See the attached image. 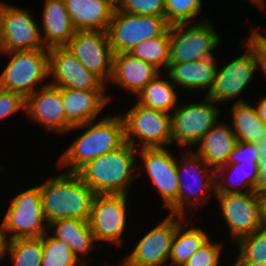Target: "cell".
Masks as SVG:
<instances>
[{"label":"cell","mask_w":266,"mask_h":266,"mask_svg":"<svg viewBox=\"0 0 266 266\" xmlns=\"http://www.w3.org/2000/svg\"><path fill=\"white\" fill-rule=\"evenodd\" d=\"M85 130L59 156L57 164L67 173H76L87 162L121 147L125 142V126L119 114L106 115L97 121L73 126L70 131Z\"/></svg>","instance_id":"cell-1"},{"label":"cell","mask_w":266,"mask_h":266,"mask_svg":"<svg viewBox=\"0 0 266 266\" xmlns=\"http://www.w3.org/2000/svg\"><path fill=\"white\" fill-rule=\"evenodd\" d=\"M137 151L125 142L121 147L87 162L76 174L95 194L129 195V188L137 178Z\"/></svg>","instance_id":"cell-2"},{"label":"cell","mask_w":266,"mask_h":266,"mask_svg":"<svg viewBox=\"0 0 266 266\" xmlns=\"http://www.w3.org/2000/svg\"><path fill=\"white\" fill-rule=\"evenodd\" d=\"M37 186L47 224L64 218L89 221L95 193L76 173L62 172Z\"/></svg>","instance_id":"cell-3"},{"label":"cell","mask_w":266,"mask_h":266,"mask_svg":"<svg viewBox=\"0 0 266 266\" xmlns=\"http://www.w3.org/2000/svg\"><path fill=\"white\" fill-rule=\"evenodd\" d=\"M245 53L228 61L220 68L217 66L216 75L213 85L208 94V98L215 103L231 102H247L240 97L246 88L252 83L254 73L260 67V59L258 55V34H250L244 42Z\"/></svg>","instance_id":"cell-4"},{"label":"cell","mask_w":266,"mask_h":266,"mask_svg":"<svg viewBox=\"0 0 266 266\" xmlns=\"http://www.w3.org/2000/svg\"><path fill=\"white\" fill-rule=\"evenodd\" d=\"M0 54H4L6 58L9 56L7 65L0 73L1 89L19 93L26 99L40 88L37 85L42 87L49 83V49Z\"/></svg>","instance_id":"cell-5"},{"label":"cell","mask_w":266,"mask_h":266,"mask_svg":"<svg viewBox=\"0 0 266 266\" xmlns=\"http://www.w3.org/2000/svg\"><path fill=\"white\" fill-rule=\"evenodd\" d=\"M120 115L124 121L126 142L137 150L172 145L171 114L148 108L135 100L130 110Z\"/></svg>","instance_id":"cell-6"},{"label":"cell","mask_w":266,"mask_h":266,"mask_svg":"<svg viewBox=\"0 0 266 266\" xmlns=\"http://www.w3.org/2000/svg\"><path fill=\"white\" fill-rule=\"evenodd\" d=\"M183 153L182 157L177 158L178 215L187 217L188 209H199L201 204L205 205L209 199L207 197L215 195V170L195 151L188 150Z\"/></svg>","instance_id":"cell-7"},{"label":"cell","mask_w":266,"mask_h":266,"mask_svg":"<svg viewBox=\"0 0 266 266\" xmlns=\"http://www.w3.org/2000/svg\"><path fill=\"white\" fill-rule=\"evenodd\" d=\"M221 34L213 23L203 16L198 22L170 26L169 63H185L217 57L214 49L219 48Z\"/></svg>","instance_id":"cell-8"},{"label":"cell","mask_w":266,"mask_h":266,"mask_svg":"<svg viewBox=\"0 0 266 266\" xmlns=\"http://www.w3.org/2000/svg\"><path fill=\"white\" fill-rule=\"evenodd\" d=\"M200 102L191 101L178 105L171 114L172 145L192 147L200 142L202 137L220 120L221 110L212 99L204 96ZM217 104V106L215 105ZM192 146V147H191Z\"/></svg>","instance_id":"cell-9"},{"label":"cell","mask_w":266,"mask_h":266,"mask_svg":"<svg viewBox=\"0 0 266 266\" xmlns=\"http://www.w3.org/2000/svg\"><path fill=\"white\" fill-rule=\"evenodd\" d=\"M167 148L139 149L137 157L141 162L137 163L140 164L137 167V176L146 170L151 185L155 186L154 189L163 201V207L169 209V214L178 215L177 158Z\"/></svg>","instance_id":"cell-10"},{"label":"cell","mask_w":266,"mask_h":266,"mask_svg":"<svg viewBox=\"0 0 266 266\" xmlns=\"http://www.w3.org/2000/svg\"><path fill=\"white\" fill-rule=\"evenodd\" d=\"M9 201L3 216L9 241L16 238L42 237L48 232L37 185L20 191Z\"/></svg>","instance_id":"cell-11"},{"label":"cell","mask_w":266,"mask_h":266,"mask_svg":"<svg viewBox=\"0 0 266 266\" xmlns=\"http://www.w3.org/2000/svg\"><path fill=\"white\" fill-rule=\"evenodd\" d=\"M169 27L164 16L137 15L115 8L107 33L114 54L128 53L138 43L161 36Z\"/></svg>","instance_id":"cell-12"},{"label":"cell","mask_w":266,"mask_h":266,"mask_svg":"<svg viewBox=\"0 0 266 266\" xmlns=\"http://www.w3.org/2000/svg\"><path fill=\"white\" fill-rule=\"evenodd\" d=\"M128 199L129 196L124 194H95L88 222L96 242L113 244L117 248L123 245Z\"/></svg>","instance_id":"cell-13"},{"label":"cell","mask_w":266,"mask_h":266,"mask_svg":"<svg viewBox=\"0 0 266 266\" xmlns=\"http://www.w3.org/2000/svg\"><path fill=\"white\" fill-rule=\"evenodd\" d=\"M33 18L27 9L0 1V52L45 48Z\"/></svg>","instance_id":"cell-14"},{"label":"cell","mask_w":266,"mask_h":266,"mask_svg":"<svg viewBox=\"0 0 266 266\" xmlns=\"http://www.w3.org/2000/svg\"><path fill=\"white\" fill-rule=\"evenodd\" d=\"M222 219L229 229V239L235 243L242 237L263 228L261 201L255 192L215 194Z\"/></svg>","instance_id":"cell-15"},{"label":"cell","mask_w":266,"mask_h":266,"mask_svg":"<svg viewBox=\"0 0 266 266\" xmlns=\"http://www.w3.org/2000/svg\"><path fill=\"white\" fill-rule=\"evenodd\" d=\"M151 228L121 263L123 266H168L178 215L168 214Z\"/></svg>","instance_id":"cell-16"},{"label":"cell","mask_w":266,"mask_h":266,"mask_svg":"<svg viewBox=\"0 0 266 266\" xmlns=\"http://www.w3.org/2000/svg\"><path fill=\"white\" fill-rule=\"evenodd\" d=\"M65 47L86 69L108 85L113 72L114 52L107 31H76Z\"/></svg>","instance_id":"cell-17"},{"label":"cell","mask_w":266,"mask_h":266,"mask_svg":"<svg viewBox=\"0 0 266 266\" xmlns=\"http://www.w3.org/2000/svg\"><path fill=\"white\" fill-rule=\"evenodd\" d=\"M52 77V78H51ZM49 83L60 88L106 91L108 86L83 64L65 46L49 49Z\"/></svg>","instance_id":"cell-18"},{"label":"cell","mask_w":266,"mask_h":266,"mask_svg":"<svg viewBox=\"0 0 266 266\" xmlns=\"http://www.w3.org/2000/svg\"><path fill=\"white\" fill-rule=\"evenodd\" d=\"M25 115L48 132L65 134L73 127L66 119L60 87L48 83L26 98Z\"/></svg>","instance_id":"cell-19"},{"label":"cell","mask_w":266,"mask_h":266,"mask_svg":"<svg viewBox=\"0 0 266 266\" xmlns=\"http://www.w3.org/2000/svg\"><path fill=\"white\" fill-rule=\"evenodd\" d=\"M62 105L67 121L72 126L96 121L97 116L108 106L113 96L105 91H89L60 88Z\"/></svg>","instance_id":"cell-20"},{"label":"cell","mask_w":266,"mask_h":266,"mask_svg":"<svg viewBox=\"0 0 266 266\" xmlns=\"http://www.w3.org/2000/svg\"><path fill=\"white\" fill-rule=\"evenodd\" d=\"M161 71L154 65L129 53L113 56V72L109 83L137 96Z\"/></svg>","instance_id":"cell-21"},{"label":"cell","mask_w":266,"mask_h":266,"mask_svg":"<svg viewBox=\"0 0 266 266\" xmlns=\"http://www.w3.org/2000/svg\"><path fill=\"white\" fill-rule=\"evenodd\" d=\"M76 31H107L116 0H64Z\"/></svg>","instance_id":"cell-22"},{"label":"cell","mask_w":266,"mask_h":266,"mask_svg":"<svg viewBox=\"0 0 266 266\" xmlns=\"http://www.w3.org/2000/svg\"><path fill=\"white\" fill-rule=\"evenodd\" d=\"M41 20V38L47 49L66 46L76 32L64 0H45Z\"/></svg>","instance_id":"cell-23"},{"label":"cell","mask_w":266,"mask_h":266,"mask_svg":"<svg viewBox=\"0 0 266 266\" xmlns=\"http://www.w3.org/2000/svg\"><path fill=\"white\" fill-rule=\"evenodd\" d=\"M217 62L216 57H212L185 63H169L165 72L178 89H203L208 94L216 75Z\"/></svg>","instance_id":"cell-24"},{"label":"cell","mask_w":266,"mask_h":266,"mask_svg":"<svg viewBox=\"0 0 266 266\" xmlns=\"http://www.w3.org/2000/svg\"><path fill=\"white\" fill-rule=\"evenodd\" d=\"M227 123V124H226ZM237 138L229 122L217 121L197 144L196 153L214 170L227 164Z\"/></svg>","instance_id":"cell-25"},{"label":"cell","mask_w":266,"mask_h":266,"mask_svg":"<svg viewBox=\"0 0 266 266\" xmlns=\"http://www.w3.org/2000/svg\"><path fill=\"white\" fill-rule=\"evenodd\" d=\"M47 230L52 232L51 236L62 240L71 247L72 252L78 259L87 263L86 256L96 246L94 234L88 221L76 218H64L52 221L48 224Z\"/></svg>","instance_id":"cell-26"},{"label":"cell","mask_w":266,"mask_h":266,"mask_svg":"<svg viewBox=\"0 0 266 266\" xmlns=\"http://www.w3.org/2000/svg\"><path fill=\"white\" fill-rule=\"evenodd\" d=\"M258 168L259 163L225 164L218 167L215 170V194L255 192Z\"/></svg>","instance_id":"cell-27"},{"label":"cell","mask_w":266,"mask_h":266,"mask_svg":"<svg viewBox=\"0 0 266 266\" xmlns=\"http://www.w3.org/2000/svg\"><path fill=\"white\" fill-rule=\"evenodd\" d=\"M186 220V217L178 215V227L172 240L168 266H184L210 238L206 230L191 226L190 222H184Z\"/></svg>","instance_id":"cell-28"},{"label":"cell","mask_w":266,"mask_h":266,"mask_svg":"<svg viewBox=\"0 0 266 266\" xmlns=\"http://www.w3.org/2000/svg\"><path fill=\"white\" fill-rule=\"evenodd\" d=\"M232 104L230 125L237 141L259 143L266 135V126L259 118L256 107L248 101Z\"/></svg>","instance_id":"cell-29"},{"label":"cell","mask_w":266,"mask_h":266,"mask_svg":"<svg viewBox=\"0 0 266 266\" xmlns=\"http://www.w3.org/2000/svg\"><path fill=\"white\" fill-rule=\"evenodd\" d=\"M163 73L158 74L134 99L151 109L172 114L179 105L177 87L169 79L162 78Z\"/></svg>","instance_id":"cell-30"},{"label":"cell","mask_w":266,"mask_h":266,"mask_svg":"<svg viewBox=\"0 0 266 266\" xmlns=\"http://www.w3.org/2000/svg\"><path fill=\"white\" fill-rule=\"evenodd\" d=\"M128 53L165 72L170 59V27L161 36L138 43Z\"/></svg>","instance_id":"cell-31"},{"label":"cell","mask_w":266,"mask_h":266,"mask_svg":"<svg viewBox=\"0 0 266 266\" xmlns=\"http://www.w3.org/2000/svg\"><path fill=\"white\" fill-rule=\"evenodd\" d=\"M44 255L42 237L16 238L10 240L6 256L12 266H41Z\"/></svg>","instance_id":"cell-32"},{"label":"cell","mask_w":266,"mask_h":266,"mask_svg":"<svg viewBox=\"0 0 266 266\" xmlns=\"http://www.w3.org/2000/svg\"><path fill=\"white\" fill-rule=\"evenodd\" d=\"M42 246L41 266H79L82 263L68 244L52 237L49 231L42 236Z\"/></svg>","instance_id":"cell-33"},{"label":"cell","mask_w":266,"mask_h":266,"mask_svg":"<svg viewBox=\"0 0 266 266\" xmlns=\"http://www.w3.org/2000/svg\"><path fill=\"white\" fill-rule=\"evenodd\" d=\"M235 244L238 248L235 261L266 263V227L240 238Z\"/></svg>","instance_id":"cell-34"},{"label":"cell","mask_w":266,"mask_h":266,"mask_svg":"<svg viewBox=\"0 0 266 266\" xmlns=\"http://www.w3.org/2000/svg\"><path fill=\"white\" fill-rule=\"evenodd\" d=\"M202 0H166L164 17L171 25L193 23L201 13Z\"/></svg>","instance_id":"cell-35"},{"label":"cell","mask_w":266,"mask_h":266,"mask_svg":"<svg viewBox=\"0 0 266 266\" xmlns=\"http://www.w3.org/2000/svg\"><path fill=\"white\" fill-rule=\"evenodd\" d=\"M166 0H116V8L137 15L164 16Z\"/></svg>","instance_id":"cell-36"},{"label":"cell","mask_w":266,"mask_h":266,"mask_svg":"<svg viewBox=\"0 0 266 266\" xmlns=\"http://www.w3.org/2000/svg\"><path fill=\"white\" fill-rule=\"evenodd\" d=\"M223 242H213L211 237L198 249L184 266H219L221 263Z\"/></svg>","instance_id":"cell-37"},{"label":"cell","mask_w":266,"mask_h":266,"mask_svg":"<svg viewBox=\"0 0 266 266\" xmlns=\"http://www.w3.org/2000/svg\"><path fill=\"white\" fill-rule=\"evenodd\" d=\"M260 151L257 143L238 141L227 164L259 163Z\"/></svg>","instance_id":"cell-38"},{"label":"cell","mask_w":266,"mask_h":266,"mask_svg":"<svg viewBox=\"0 0 266 266\" xmlns=\"http://www.w3.org/2000/svg\"><path fill=\"white\" fill-rule=\"evenodd\" d=\"M26 99L19 93L0 88V120L16 114L18 111L25 112Z\"/></svg>","instance_id":"cell-39"},{"label":"cell","mask_w":266,"mask_h":266,"mask_svg":"<svg viewBox=\"0 0 266 266\" xmlns=\"http://www.w3.org/2000/svg\"><path fill=\"white\" fill-rule=\"evenodd\" d=\"M251 34H258V55L260 59V67L262 75L266 78V35L259 32L256 28L251 29Z\"/></svg>","instance_id":"cell-40"},{"label":"cell","mask_w":266,"mask_h":266,"mask_svg":"<svg viewBox=\"0 0 266 266\" xmlns=\"http://www.w3.org/2000/svg\"><path fill=\"white\" fill-rule=\"evenodd\" d=\"M254 191L257 194L266 192V160L259 161L258 177Z\"/></svg>","instance_id":"cell-41"},{"label":"cell","mask_w":266,"mask_h":266,"mask_svg":"<svg viewBox=\"0 0 266 266\" xmlns=\"http://www.w3.org/2000/svg\"><path fill=\"white\" fill-rule=\"evenodd\" d=\"M0 222H1L0 223V260L2 262V261H5L4 258H5V253L8 247L9 240H8L6 230L4 227L3 218H2V221Z\"/></svg>","instance_id":"cell-42"},{"label":"cell","mask_w":266,"mask_h":266,"mask_svg":"<svg viewBox=\"0 0 266 266\" xmlns=\"http://www.w3.org/2000/svg\"><path fill=\"white\" fill-rule=\"evenodd\" d=\"M255 107L258 112L259 118L266 126V96L260 98V100L257 101Z\"/></svg>","instance_id":"cell-43"},{"label":"cell","mask_w":266,"mask_h":266,"mask_svg":"<svg viewBox=\"0 0 266 266\" xmlns=\"http://www.w3.org/2000/svg\"><path fill=\"white\" fill-rule=\"evenodd\" d=\"M261 201V216L264 227H266V192L259 194Z\"/></svg>","instance_id":"cell-44"},{"label":"cell","mask_w":266,"mask_h":266,"mask_svg":"<svg viewBox=\"0 0 266 266\" xmlns=\"http://www.w3.org/2000/svg\"><path fill=\"white\" fill-rule=\"evenodd\" d=\"M231 266H266V263L254 261H235Z\"/></svg>","instance_id":"cell-45"},{"label":"cell","mask_w":266,"mask_h":266,"mask_svg":"<svg viewBox=\"0 0 266 266\" xmlns=\"http://www.w3.org/2000/svg\"><path fill=\"white\" fill-rule=\"evenodd\" d=\"M260 151V160H266V135L265 137L257 143Z\"/></svg>","instance_id":"cell-46"},{"label":"cell","mask_w":266,"mask_h":266,"mask_svg":"<svg viewBox=\"0 0 266 266\" xmlns=\"http://www.w3.org/2000/svg\"><path fill=\"white\" fill-rule=\"evenodd\" d=\"M248 1L251 2V4L253 3L254 5H256L255 7L259 8L264 0H247V2Z\"/></svg>","instance_id":"cell-47"},{"label":"cell","mask_w":266,"mask_h":266,"mask_svg":"<svg viewBox=\"0 0 266 266\" xmlns=\"http://www.w3.org/2000/svg\"><path fill=\"white\" fill-rule=\"evenodd\" d=\"M266 2H265V0L262 2V4H261V6L258 8L259 10H262V11H264V10H266Z\"/></svg>","instance_id":"cell-48"},{"label":"cell","mask_w":266,"mask_h":266,"mask_svg":"<svg viewBox=\"0 0 266 266\" xmlns=\"http://www.w3.org/2000/svg\"><path fill=\"white\" fill-rule=\"evenodd\" d=\"M79 266H87V263H81Z\"/></svg>","instance_id":"cell-49"}]
</instances>
